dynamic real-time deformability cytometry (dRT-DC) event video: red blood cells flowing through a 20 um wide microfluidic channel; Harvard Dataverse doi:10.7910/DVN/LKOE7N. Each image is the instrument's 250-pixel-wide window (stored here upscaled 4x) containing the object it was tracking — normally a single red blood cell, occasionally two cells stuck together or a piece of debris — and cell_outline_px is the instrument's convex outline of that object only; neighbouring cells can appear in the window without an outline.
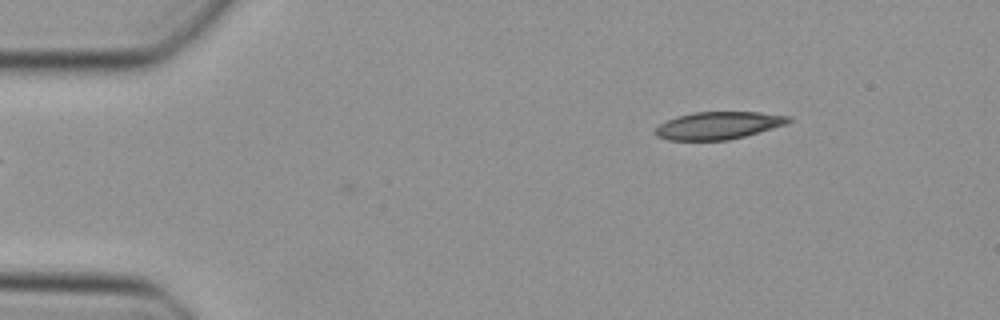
{"species": "Egyptian fruit bat (a non-hibernating species)", "species_latin": "Rousettus aegyptiacus", "temperature_condition": "cold", "stored_images_in_passage": 35, "camera_frame_rate_fps": 3000, "um_per_image_px": 0.085, "animal": {"sex": "female"}, "frame": {"image": 1, "passage_image": 1, "time_ms": 0.0, "image_size_px": [1000, 320], "cell_outline_px": [[792, 120], [784, 124], [772, 128], [744, 136], [728, 140], [668, 140], [656, 136], [652, 132], [660, 124], [668, 120], [680, 116], [696, 112], [760, 112], [792, 116]], "centroid_in_image_um": [61.05, 10.66], "position_along_channel_um": 23.9, "area_um2": 21.15}}
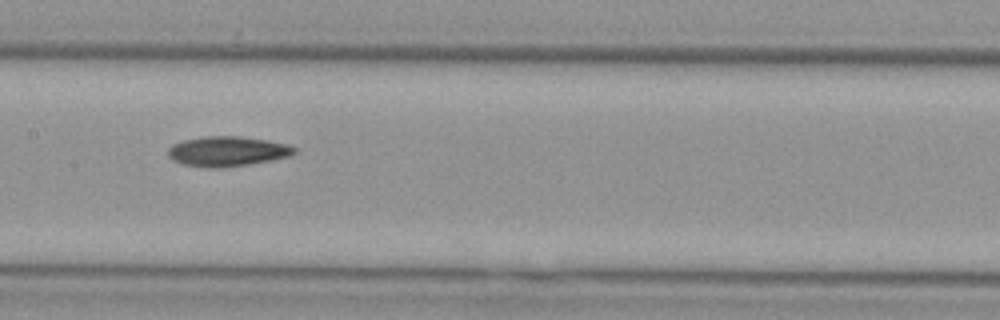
{"frame": {"image": 2, "passage_image": 18, "time_ms": 5.667, "image_size_px": [1000, 320], "cell_outline_px": [[296, 152], [288, 156], [248, 164], [220, 168], [208, 168], [184, 164], [172, 160], [168, 156], [168, 148], [172, 144], [184, 140], [204, 136], [240, 136], [268, 140], [288, 144], [296, 148]], "centroid_in_image_um": [19.29, 12.85], "position_along_channel_um": 188.1, "area_um2": 21.96}}
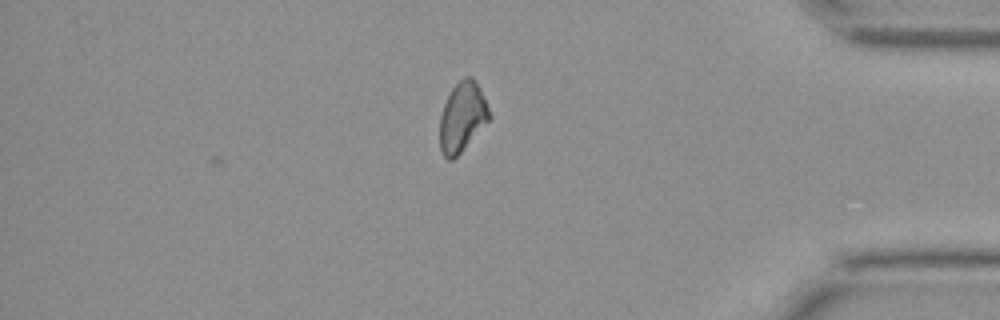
{"frame": {"image": 3, "passage_image": 35, "time_ms": 11.333, "image_size_px": [1000, 320], "cell_outline_px": [[492, 116], [460, 152], [452, 160], [448, 160], [440, 152], [440, 116], [444, 104], [452, 88], [464, 76], [472, 76], [480, 88], [484, 96]], "centroid_in_image_um": [39.29, 9.92], "position_along_channel_um": 395.9, "area_um2": 19.88}}